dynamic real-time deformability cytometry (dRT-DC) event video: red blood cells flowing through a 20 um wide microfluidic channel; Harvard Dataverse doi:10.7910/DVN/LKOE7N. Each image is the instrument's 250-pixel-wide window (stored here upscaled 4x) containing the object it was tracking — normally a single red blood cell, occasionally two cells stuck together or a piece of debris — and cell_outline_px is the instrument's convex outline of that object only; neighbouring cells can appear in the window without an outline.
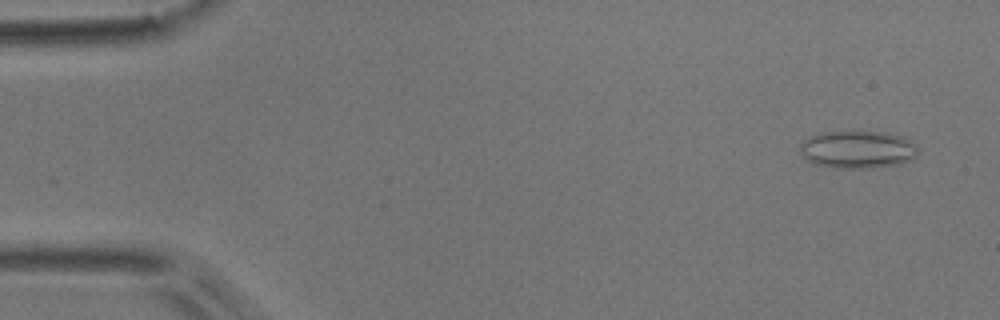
{"species": "common noctule bat (a hibernating species)", "species_latin": "Nyctalus noctula", "temperature_condition": "room temperature", "stored_images_in_passage": 8, "camera_frame_rate_fps": 3000, "um_per_image_px": 0.085, "animal": {"sex": "male", "body_mass_g": 17.9}, "frame": {"image": 1, "passage_image": 1, "time_ms": 0.0, "image_size_px": [1000, 320], "cell_outline_px": [[916, 156], [912, 160], [900, 164], [868, 168], [832, 168], [816, 164], [808, 160], [800, 152], [800, 144], [808, 136], [820, 132], [888, 132], [904, 136], [916, 144]], "centroid_in_image_um": [72.91, 12.7], "position_along_channel_um": 12.1, "area_um2": 26.07}}
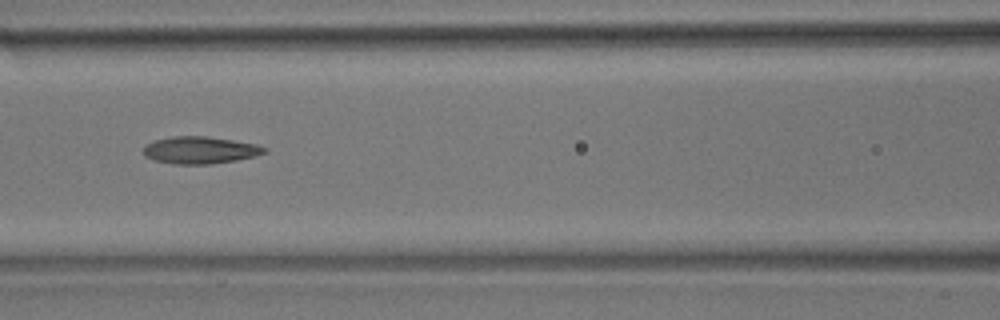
{"frame": {"image": 2, "passage_image": 7, "time_ms": 2.0, "image_size_px": [1000, 320], "cell_outline_px": [[268, 152], [256, 156], [236, 160], [212, 164], [176, 164], [152, 160], [144, 156], [144, 144], [156, 140], [172, 136], [204, 136], [232, 140], [256, 144], [268, 148]], "centroid_in_image_um": [17.01, 12.76], "position_along_channel_um": 149.6, "area_um2": 19.25}}
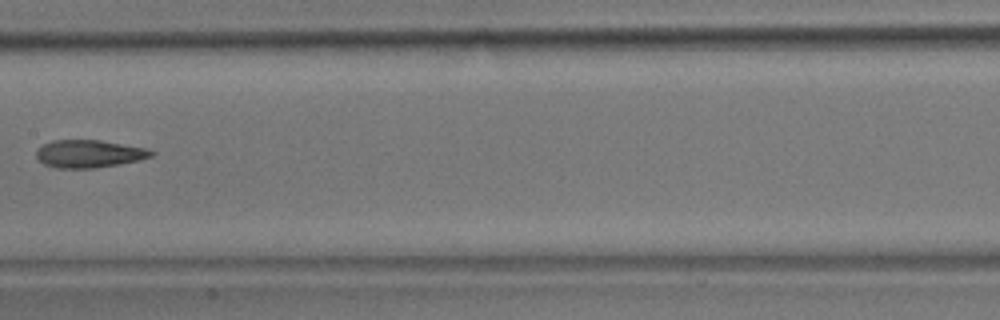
{"frame": {"image": 3, "passage_image": 8, "time_ms": 2.333, "image_size_px": [1000, 320], "cell_outline_px": [[156, 152], [152, 156], [140, 160], [96, 168], [56, 168], [44, 164], [36, 156], [36, 152], [44, 144], [52, 140], [100, 140], [144, 148]], "centroid_in_image_um": [7.57, 13.07], "position_along_channel_um": 199.8, "area_um2": 18.38}}